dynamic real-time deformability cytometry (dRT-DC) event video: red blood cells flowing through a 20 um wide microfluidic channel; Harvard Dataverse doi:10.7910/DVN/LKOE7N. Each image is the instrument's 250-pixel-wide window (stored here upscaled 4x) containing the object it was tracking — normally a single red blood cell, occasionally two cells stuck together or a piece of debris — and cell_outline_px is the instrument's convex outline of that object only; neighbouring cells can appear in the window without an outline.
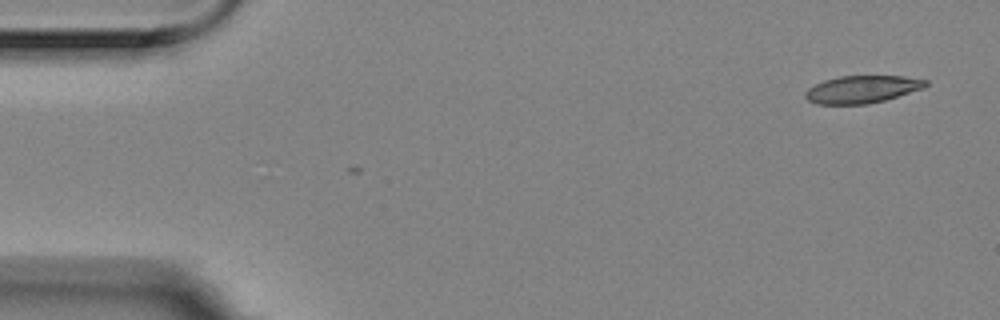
{"species": "Egyptian fruit bat (a non-hibernating species)", "species_latin": "Rousettus aegyptiacus", "temperature_condition": "room temperature", "stored_images_in_passage": 6, "camera_frame_rate_fps": 3000, "um_per_image_px": 0.085, "animal": {"sex": "female"}, "frame": {"image": 1, "passage_image": 1, "time_ms": 0.0, "image_size_px": [1000, 320], "cell_outline_px": [[928, 84], [924, 88], [884, 100], [868, 104], [816, 104], [808, 100], [804, 96], [804, 92], [808, 88], [824, 80], [840, 76], [904, 76], [928, 80]], "centroid_in_image_um": [73.27, 7.59], "position_along_channel_um": 11.7, "area_um2": 19.25}}
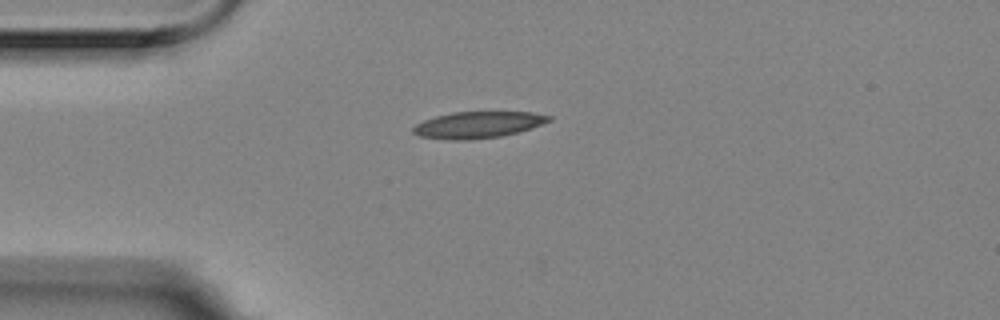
{"frame": {"image": 2, "passage_image": 4, "time_ms": 1.0, "image_size_px": [1000, 320], "cell_outline_px": [[552, 120], [532, 128], [500, 136], [468, 140], [452, 140], [420, 136], [412, 132], [412, 128], [416, 124], [424, 120], [436, 116], [452, 112], [532, 112], [552, 116]], "centroid_in_image_um": [40.63, 10.6], "position_along_channel_um": 44.4, "area_um2": 20.87}}
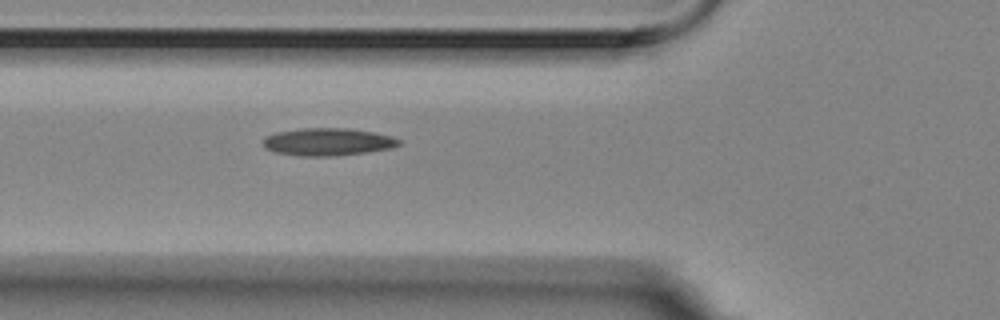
{"frame": {"image": 3, "passage_image": 6, "time_ms": 1.667, "image_size_px": [1000, 320], "cell_outline_px": [[400, 144], [392, 148], [368, 152], [336, 156], [300, 156], [276, 152], [264, 148], [260, 144], [260, 140], [264, 136], [276, 132], [300, 128], [348, 128], [372, 132], [392, 136], [400, 140]], "centroid_in_image_um": [27.8, 12.06], "position_along_channel_um": 98.0, "area_um2": 22.14}}